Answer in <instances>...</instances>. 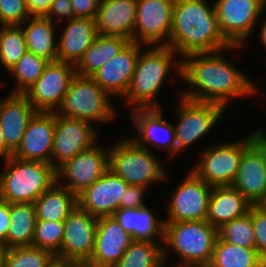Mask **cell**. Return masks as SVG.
Segmentation results:
<instances>
[{
  "label": "cell",
  "instance_id": "cell-1",
  "mask_svg": "<svg viewBox=\"0 0 266 267\" xmlns=\"http://www.w3.org/2000/svg\"><path fill=\"white\" fill-rule=\"evenodd\" d=\"M222 51L192 53L180 59V78L189 84L181 97L196 102L216 103L226 109L230 99L257 93L256 83L230 64L221 54Z\"/></svg>",
  "mask_w": 266,
  "mask_h": 267
},
{
  "label": "cell",
  "instance_id": "cell-2",
  "mask_svg": "<svg viewBox=\"0 0 266 267\" xmlns=\"http://www.w3.org/2000/svg\"><path fill=\"white\" fill-rule=\"evenodd\" d=\"M178 55L235 49L221 34L214 5L205 0H175L167 44Z\"/></svg>",
  "mask_w": 266,
  "mask_h": 267
},
{
  "label": "cell",
  "instance_id": "cell-3",
  "mask_svg": "<svg viewBox=\"0 0 266 267\" xmlns=\"http://www.w3.org/2000/svg\"><path fill=\"white\" fill-rule=\"evenodd\" d=\"M152 47L149 51L140 52L130 87L124 97L128 104L134 105L131 110L161 108L155 96L169 72L177 71L181 77V61L173 58L177 53L169 46Z\"/></svg>",
  "mask_w": 266,
  "mask_h": 267
},
{
  "label": "cell",
  "instance_id": "cell-4",
  "mask_svg": "<svg viewBox=\"0 0 266 267\" xmlns=\"http://www.w3.org/2000/svg\"><path fill=\"white\" fill-rule=\"evenodd\" d=\"M0 173V199L8 203H34L56 182V169L40 161L11 157Z\"/></svg>",
  "mask_w": 266,
  "mask_h": 267
},
{
  "label": "cell",
  "instance_id": "cell-5",
  "mask_svg": "<svg viewBox=\"0 0 266 267\" xmlns=\"http://www.w3.org/2000/svg\"><path fill=\"white\" fill-rule=\"evenodd\" d=\"M164 223L163 246H170L171 251H176L181 264L194 267L209 265L218 238L215 227L206 220Z\"/></svg>",
  "mask_w": 266,
  "mask_h": 267
},
{
  "label": "cell",
  "instance_id": "cell-6",
  "mask_svg": "<svg viewBox=\"0 0 266 267\" xmlns=\"http://www.w3.org/2000/svg\"><path fill=\"white\" fill-rule=\"evenodd\" d=\"M110 147L109 169L127 184L143 186L163 181L166 171L150 149L137 145L131 138L118 140Z\"/></svg>",
  "mask_w": 266,
  "mask_h": 267
},
{
  "label": "cell",
  "instance_id": "cell-7",
  "mask_svg": "<svg viewBox=\"0 0 266 267\" xmlns=\"http://www.w3.org/2000/svg\"><path fill=\"white\" fill-rule=\"evenodd\" d=\"M109 95L90 76L76 74L56 114L88 122L114 119L115 110Z\"/></svg>",
  "mask_w": 266,
  "mask_h": 267
},
{
  "label": "cell",
  "instance_id": "cell-8",
  "mask_svg": "<svg viewBox=\"0 0 266 267\" xmlns=\"http://www.w3.org/2000/svg\"><path fill=\"white\" fill-rule=\"evenodd\" d=\"M250 144L247 136L244 140L222 143L205 149L200 162L191 171L211 186L232 185L245 148Z\"/></svg>",
  "mask_w": 266,
  "mask_h": 267
},
{
  "label": "cell",
  "instance_id": "cell-9",
  "mask_svg": "<svg viewBox=\"0 0 266 267\" xmlns=\"http://www.w3.org/2000/svg\"><path fill=\"white\" fill-rule=\"evenodd\" d=\"M214 8L221 34L231 45L242 46L254 34L265 0H217Z\"/></svg>",
  "mask_w": 266,
  "mask_h": 267
},
{
  "label": "cell",
  "instance_id": "cell-10",
  "mask_svg": "<svg viewBox=\"0 0 266 267\" xmlns=\"http://www.w3.org/2000/svg\"><path fill=\"white\" fill-rule=\"evenodd\" d=\"M224 111L222 105L191 101L180 96L177 112L179 122L174 126L176 154L207 134Z\"/></svg>",
  "mask_w": 266,
  "mask_h": 267
},
{
  "label": "cell",
  "instance_id": "cell-11",
  "mask_svg": "<svg viewBox=\"0 0 266 267\" xmlns=\"http://www.w3.org/2000/svg\"><path fill=\"white\" fill-rule=\"evenodd\" d=\"M174 4L175 0H137L132 42L146 46H167Z\"/></svg>",
  "mask_w": 266,
  "mask_h": 267
},
{
  "label": "cell",
  "instance_id": "cell-12",
  "mask_svg": "<svg viewBox=\"0 0 266 267\" xmlns=\"http://www.w3.org/2000/svg\"><path fill=\"white\" fill-rule=\"evenodd\" d=\"M75 75V65L63 61L49 62L24 95L37 111L55 112Z\"/></svg>",
  "mask_w": 266,
  "mask_h": 267
},
{
  "label": "cell",
  "instance_id": "cell-13",
  "mask_svg": "<svg viewBox=\"0 0 266 267\" xmlns=\"http://www.w3.org/2000/svg\"><path fill=\"white\" fill-rule=\"evenodd\" d=\"M109 154L110 148L105 151L101 146L93 145L60 165L56 169V182L77 196L109 169ZM63 176L69 182L61 185Z\"/></svg>",
  "mask_w": 266,
  "mask_h": 267
},
{
  "label": "cell",
  "instance_id": "cell-14",
  "mask_svg": "<svg viewBox=\"0 0 266 267\" xmlns=\"http://www.w3.org/2000/svg\"><path fill=\"white\" fill-rule=\"evenodd\" d=\"M212 187L190 171L176 191L170 194L168 217L164 222L206 220Z\"/></svg>",
  "mask_w": 266,
  "mask_h": 267
},
{
  "label": "cell",
  "instance_id": "cell-15",
  "mask_svg": "<svg viewBox=\"0 0 266 267\" xmlns=\"http://www.w3.org/2000/svg\"><path fill=\"white\" fill-rule=\"evenodd\" d=\"M91 122L56 114L55 132L50 164L57 169L65 161L89 149L98 136ZM97 136V137H96ZM96 141V142H95Z\"/></svg>",
  "mask_w": 266,
  "mask_h": 267
},
{
  "label": "cell",
  "instance_id": "cell-16",
  "mask_svg": "<svg viewBox=\"0 0 266 267\" xmlns=\"http://www.w3.org/2000/svg\"><path fill=\"white\" fill-rule=\"evenodd\" d=\"M98 218L78 206L64 220V235L56 258L84 265L94 248Z\"/></svg>",
  "mask_w": 266,
  "mask_h": 267
},
{
  "label": "cell",
  "instance_id": "cell-17",
  "mask_svg": "<svg viewBox=\"0 0 266 267\" xmlns=\"http://www.w3.org/2000/svg\"><path fill=\"white\" fill-rule=\"evenodd\" d=\"M130 185L108 169L91 186L77 195V206L97 218L113 216Z\"/></svg>",
  "mask_w": 266,
  "mask_h": 267
},
{
  "label": "cell",
  "instance_id": "cell-18",
  "mask_svg": "<svg viewBox=\"0 0 266 267\" xmlns=\"http://www.w3.org/2000/svg\"><path fill=\"white\" fill-rule=\"evenodd\" d=\"M133 241L114 216L98 218L93 252L83 267H113Z\"/></svg>",
  "mask_w": 266,
  "mask_h": 267
},
{
  "label": "cell",
  "instance_id": "cell-19",
  "mask_svg": "<svg viewBox=\"0 0 266 267\" xmlns=\"http://www.w3.org/2000/svg\"><path fill=\"white\" fill-rule=\"evenodd\" d=\"M55 122V112L37 111L29 121L21 143L12 156L24 161L50 164Z\"/></svg>",
  "mask_w": 266,
  "mask_h": 267
},
{
  "label": "cell",
  "instance_id": "cell-20",
  "mask_svg": "<svg viewBox=\"0 0 266 267\" xmlns=\"http://www.w3.org/2000/svg\"><path fill=\"white\" fill-rule=\"evenodd\" d=\"M142 44L129 42L117 56L105 63L91 77L108 95L125 97L135 71Z\"/></svg>",
  "mask_w": 266,
  "mask_h": 267
},
{
  "label": "cell",
  "instance_id": "cell-21",
  "mask_svg": "<svg viewBox=\"0 0 266 267\" xmlns=\"http://www.w3.org/2000/svg\"><path fill=\"white\" fill-rule=\"evenodd\" d=\"M162 108L134 109L130 117L137 128L138 137L132 140L139 146L150 149L153 147L169 151V157L176 154L175 130L171 122L162 117ZM162 146V147H161Z\"/></svg>",
  "mask_w": 266,
  "mask_h": 267
},
{
  "label": "cell",
  "instance_id": "cell-22",
  "mask_svg": "<svg viewBox=\"0 0 266 267\" xmlns=\"http://www.w3.org/2000/svg\"><path fill=\"white\" fill-rule=\"evenodd\" d=\"M137 0H100L95 17L98 34L122 37L132 42Z\"/></svg>",
  "mask_w": 266,
  "mask_h": 267
},
{
  "label": "cell",
  "instance_id": "cell-23",
  "mask_svg": "<svg viewBox=\"0 0 266 267\" xmlns=\"http://www.w3.org/2000/svg\"><path fill=\"white\" fill-rule=\"evenodd\" d=\"M37 110L24 94H8L0 100V125L6 146L14 152Z\"/></svg>",
  "mask_w": 266,
  "mask_h": 267
},
{
  "label": "cell",
  "instance_id": "cell-24",
  "mask_svg": "<svg viewBox=\"0 0 266 267\" xmlns=\"http://www.w3.org/2000/svg\"><path fill=\"white\" fill-rule=\"evenodd\" d=\"M232 186L252 205L262 204L266 199V164L251 143L245 148Z\"/></svg>",
  "mask_w": 266,
  "mask_h": 267
},
{
  "label": "cell",
  "instance_id": "cell-25",
  "mask_svg": "<svg viewBox=\"0 0 266 267\" xmlns=\"http://www.w3.org/2000/svg\"><path fill=\"white\" fill-rule=\"evenodd\" d=\"M97 35L95 19L76 17L69 20L57 43V61L76 65Z\"/></svg>",
  "mask_w": 266,
  "mask_h": 267
},
{
  "label": "cell",
  "instance_id": "cell-26",
  "mask_svg": "<svg viewBox=\"0 0 266 267\" xmlns=\"http://www.w3.org/2000/svg\"><path fill=\"white\" fill-rule=\"evenodd\" d=\"M252 204L232 185L213 186L206 221L216 229L249 213Z\"/></svg>",
  "mask_w": 266,
  "mask_h": 267
},
{
  "label": "cell",
  "instance_id": "cell-27",
  "mask_svg": "<svg viewBox=\"0 0 266 267\" xmlns=\"http://www.w3.org/2000/svg\"><path fill=\"white\" fill-rule=\"evenodd\" d=\"M113 216L120 226L132 236L133 240L155 241V237L164 240V219H156L147 206L135 209H119Z\"/></svg>",
  "mask_w": 266,
  "mask_h": 267
},
{
  "label": "cell",
  "instance_id": "cell-28",
  "mask_svg": "<svg viewBox=\"0 0 266 267\" xmlns=\"http://www.w3.org/2000/svg\"><path fill=\"white\" fill-rule=\"evenodd\" d=\"M129 42L122 37L98 34L75 65L76 74L91 77L105 63L117 56Z\"/></svg>",
  "mask_w": 266,
  "mask_h": 267
},
{
  "label": "cell",
  "instance_id": "cell-29",
  "mask_svg": "<svg viewBox=\"0 0 266 267\" xmlns=\"http://www.w3.org/2000/svg\"><path fill=\"white\" fill-rule=\"evenodd\" d=\"M28 21V25H20L24 31L27 51L49 62L57 61L58 41H55V24L41 16H31Z\"/></svg>",
  "mask_w": 266,
  "mask_h": 267
},
{
  "label": "cell",
  "instance_id": "cell-30",
  "mask_svg": "<svg viewBox=\"0 0 266 267\" xmlns=\"http://www.w3.org/2000/svg\"><path fill=\"white\" fill-rule=\"evenodd\" d=\"M33 204L36 220L64 221L77 206V196L55 182Z\"/></svg>",
  "mask_w": 266,
  "mask_h": 267
},
{
  "label": "cell",
  "instance_id": "cell-31",
  "mask_svg": "<svg viewBox=\"0 0 266 267\" xmlns=\"http://www.w3.org/2000/svg\"><path fill=\"white\" fill-rule=\"evenodd\" d=\"M36 225L33 203H10V223L3 242L8 248L31 246Z\"/></svg>",
  "mask_w": 266,
  "mask_h": 267
},
{
  "label": "cell",
  "instance_id": "cell-32",
  "mask_svg": "<svg viewBox=\"0 0 266 267\" xmlns=\"http://www.w3.org/2000/svg\"><path fill=\"white\" fill-rule=\"evenodd\" d=\"M265 260L255 248L227 243L217 238L212 258L207 267H263Z\"/></svg>",
  "mask_w": 266,
  "mask_h": 267
},
{
  "label": "cell",
  "instance_id": "cell-33",
  "mask_svg": "<svg viewBox=\"0 0 266 267\" xmlns=\"http://www.w3.org/2000/svg\"><path fill=\"white\" fill-rule=\"evenodd\" d=\"M160 243L134 240L113 267H159L170 252Z\"/></svg>",
  "mask_w": 266,
  "mask_h": 267
},
{
  "label": "cell",
  "instance_id": "cell-34",
  "mask_svg": "<svg viewBox=\"0 0 266 267\" xmlns=\"http://www.w3.org/2000/svg\"><path fill=\"white\" fill-rule=\"evenodd\" d=\"M48 63L49 61L45 58L26 51L15 66L8 71L17 80L15 89L10 93L24 94L39 79Z\"/></svg>",
  "mask_w": 266,
  "mask_h": 267
},
{
  "label": "cell",
  "instance_id": "cell-35",
  "mask_svg": "<svg viewBox=\"0 0 266 267\" xmlns=\"http://www.w3.org/2000/svg\"><path fill=\"white\" fill-rule=\"evenodd\" d=\"M0 27V62L10 71L27 51L25 35L20 25Z\"/></svg>",
  "mask_w": 266,
  "mask_h": 267
},
{
  "label": "cell",
  "instance_id": "cell-36",
  "mask_svg": "<svg viewBox=\"0 0 266 267\" xmlns=\"http://www.w3.org/2000/svg\"><path fill=\"white\" fill-rule=\"evenodd\" d=\"M218 230V238L246 248H255V235L251 220V207L249 213L222 225Z\"/></svg>",
  "mask_w": 266,
  "mask_h": 267
},
{
  "label": "cell",
  "instance_id": "cell-37",
  "mask_svg": "<svg viewBox=\"0 0 266 267\" xmlns=\"http://www.w3.org/2000/svg\"><path fill=\"white\" fill-rule=\"evenodd\" d=\"M56 256L34 246L11 247L6 256L5 267H48Z\"/></svg>",
  "mask_w": 266,
  "mask_h": 267
},
{
  "label": "cell",
  "instance_id": "cell-38",
  "mask_svg": "<svg viewBox=\"0 0 266 267\" xmlns=\"http://www.w3.org/2000/svg\"><path fill=\"white\" fill-rule=\"evenodd\" d=\"M64 235V221L36 220L31 246L45 249L55 256L60 252Z\"/></svg>",
  "mask_w": 266,
  "mask_h": 267
},
{
  "label": "cell",
  "instance_id": "cell-39",
  "mask_svg": "<svg viewBox=\"0 0 266 267\" xmlns=\"http://www.w3.org/2000/svg\"><path fill=\"white\" fill-rule=\"evenodd\" d=\"M29 17L25 0H0V26L23 25Z\"/></svg>",
  "mask_w": 266,
  "mask_h": 267
},
{
  "label": "cell",
  "instance_id": "cell-40",
  "mask_svg": "<svg viewBox=\"0 0 266 267\" xmlns=\"http://www.w3.org/2000/svg\"><path fill=\"white\" fill-rule=\"evenodd\" d=\"M251 220L255 235V249L266 262V208L262 204L251 206Z\"/></svg>",
  "mask_w": 266,
  "mask_h": 267
},
{
  "label": "cell",
  "instance_id": "cell-41",
  "mask_svg": "<svg viewBox=\"0 0 266 267\" xmlns=\"http://www.w3.org/2000/svg\"><path fill=\"white\" fill-rule=\"evenodd\" d=\"M146 189L147 188L143 186L130 185L125 191V196L121 198L119 209H135L145 207V196L143 195Z\"/></svg>",
  "mask_w": 266,
  "mask_h": 267
},
{
  "label": "cell",
  "instance_id": "cell-42",
  "mask_svg": "<svg viewBox=\"0 0 266 267\" xmlns=\"http://www.w3.org/2000/svg\"><path fill=\"white\" fill-rule=\"evenodd\" d=\"M54 16H59L60 18H67V21L76 18L71 0H53L52 5L48 13L46 14V18L50 20L52 23L55 19Z\"/></svg>",
  "mask_w": 266,
  "mask_h": 267
},
{
  "label": "cell",
  "instance_id": "cell-43",
  "mask_svg": "<svg viewBox=\"0 0 266 267\" xmlns=\"http://www.w3.org/2000/svg\"><path fill=\"white\" fill-rule=\"evenodd\" d=\"M76 17L95 19L100 0H71Z\"/></svg>",
  "mask_w": 266,
  "mask_h": 267
},
{
  "label": "cell",
  "instance_id": "cell-44",
  "mask_svg": "<svg viewBox=\"0 0 266 267\" xmlns=\"http://www.w3.org/2000/svg\"><path fill=\"white\" fill-rule=\"evenodd\" d=\"M31 16L45 17L53 0H25Z\"/></svg>",
  "mask_w": 266,
  "mask_h": 267
},
{
  "label": "cell",
  "instance_id": "cell-45",
  "mask_svg": "<svg viewBox=\"0 0 266 267\" xmlns=\"http://www.w3.org/2000/svg\"><path fill=\"white\" fill-rule=\"evenodd\" d=\"M10 223V203L0 199V242L6 240Z\"/></svg>",
  "mask_w": 266,
  "mask_h": 267
},
{
  "label": "cell",
  "instance_id": "cell-46",
  "mask_svg": "<svg viewBox=\"0 0 266 267\" xmlns=\"http://www.w3.org/2000/svg\"><path fill=\"white\" fill-rule=\"evenodd\" d=\"M250 143L257 149L261 154L264 163L266 164V133L263 130H256L252 132L249 136Z\"/></svg>",
  "mask_w": 266,
  "mask_h": 267
},
{
  "label": "cell",
  "instance_id": "cell-47",
  "mask_svg": "<svg viewBox=\"0 0 266 267\" xmlns=\"http://www.w3.org/2000/svg\"><path fill=\"white\" fill-rule=\"evenodd\" d=\"M13 152L6 146L3 131L0 125V157L6 161L7 159L11 158Z\"/></svg>",
  "mask_w": 266,
  "mask_h": 267
},
{
  "label": "cell",
  "instance_id": "cell-48",
  "mask_svg": "<svg viewBox=\"0 0 266 267\" xmlns=\"http://www.w3.org/2000/svg\"><path fill=\"white\" fill-rule=\"evenodd\" d=\"M48 267H83V265L74 260H62L55 258Z\"/></svg>",
  "mask_w": 266,
  "mask_h": 267
},
{
  "label": "cell",
  "instance_id": "cell-49",
  "mask_svg": "<svg viewBox=\"0 0 266 267\" xmlns=\"http://www.w3.org/2000/svg\"><path fill=\"white\" fill-rule=\"evenodd\" d=\"M9 248L2 242H0V267H5L6 256Z\"/></svg>",
  "mask_w": 266,
  "mask_h": 267
},
{
  "label": "cell",
  "instance_id": "cell-50",
  "mask_svg": "<svg viewBox=\"0 0 266 267\" xmlns=\"http://www.w3.org/2000/svg\"><path fill=\"white\" fill-rule=\"evenodd\" d=\"M261 25V30H260V41L266 48V21L264 20V23Z\"/></svg>",
  "mask_w": 266,
  "mask_h": 267
},
{
  "label": "cell",
  "instance_id": "cell-51",
  "mask_svg": "<svg viewBox=\"0 0 266 267\" xmlns=\"http://www.w3.org/2000/svg\"><path fill=\"white\" fill-rule=\"evenodd\" d=\"M164 264H165V265H164ZM159 267H166L165 259L162 261V263L160 264ZM169 267H171V266H169ZM172 267H174V266H172ZM175 267H194V266L181 264V263L179 262V265H178V266H175Z\"/></svg>",
  "mask_w": 266,
  "mask_h": 267
},
{
  "label": "cell",
  "instance_id": "cell-52",
  "mask_svg": "<svg viewBox=\"0 0 266 267\" xmlns=\"http://www.w3.org/2000/svg\"><path fill=\"white\" fill-rule=\"evenodd\" d=\"M262 205L266 208V199H265V201L262 203Z\"/></svg>",
  "mask_w": 266,
  "mask_h": 267
}]
</instances>
